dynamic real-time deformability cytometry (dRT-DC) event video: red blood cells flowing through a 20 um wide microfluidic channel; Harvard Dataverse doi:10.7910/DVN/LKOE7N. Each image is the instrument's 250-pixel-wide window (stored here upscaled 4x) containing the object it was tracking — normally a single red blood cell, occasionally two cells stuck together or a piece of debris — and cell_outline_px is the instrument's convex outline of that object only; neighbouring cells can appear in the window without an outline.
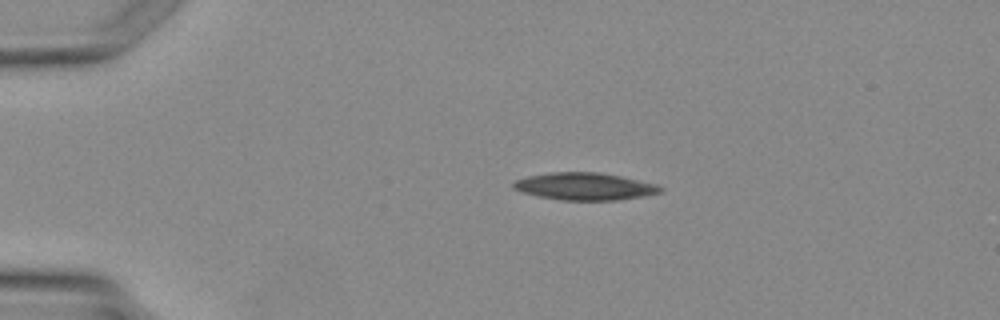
{"species": "Egyptian fruit bat (a non-hibernating species)", "species_latin": "Rousettus aegyptiacus", "temperature_condition": "warm", "stored_images_in_passage": 3, "camera_frame_rate_fps": 3000, "um_per_image_px": 0.085, "animal": {"sex": "female"}, "frame": {"image": 1, "passage_image": 1, "time_ms": 0.0, "image_size_px": [1000, 320], "cell_outline_px": [[664, 192], [644, 196], [616, 200], [560, 200], [540, 196], [524, 192], [512, 188], [512, 180], [528, 176], [552, 172], [600, 172], [620, 176], [656, 184], [664, 188]], "centroid_in_image_um": [49.71, 15.84], "position_along_channel_um": 35.3, "area_um2": 23.41}}